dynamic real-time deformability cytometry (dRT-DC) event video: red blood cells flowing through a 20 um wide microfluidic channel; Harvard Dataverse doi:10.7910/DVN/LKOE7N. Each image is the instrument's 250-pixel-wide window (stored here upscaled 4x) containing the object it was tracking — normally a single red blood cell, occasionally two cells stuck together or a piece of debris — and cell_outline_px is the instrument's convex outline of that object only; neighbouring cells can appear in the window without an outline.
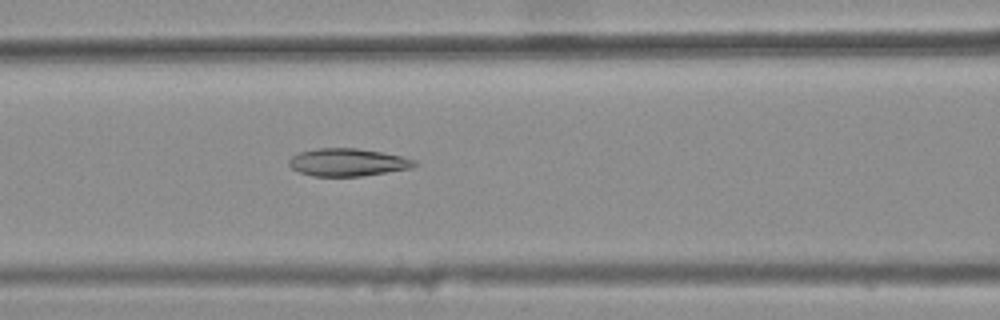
{"species": "common noctule bat (a hibernating species)", "species_latin": "Nyctalus noctula", "temperature_condition": "warm", "stored_images_in_passage": 31, "camera_frame_rate_fps": 3000, "um_per_image_px": 0.085, "animal": {"sex": "female", "body_mass_g": 25.1}, "frame": {"image": 1, "passage_image": 7, "time_ms": 2.0, "image_size_px": [1000, 320], "cell_outline_px": [[416, 164], [412, 168], [360, 176], [312, 176], [300, 172], [292, 168], [288, 164], [288, 160], [292, 156], [300, 152], [316, 148], [356, 148], [380, 152], [400, 156], [416, 160]], "centroid_in_image_um": [29.52, 13.79], "position_along_channel_um": 137.1, "area_um2": 20.06}}
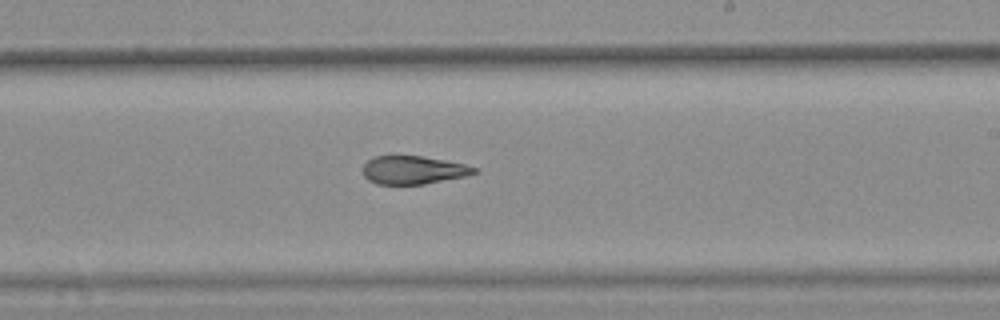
{"frame": {"image": 2, "passage_image": 16, "time_ms": 5.0, "image_size_px": [1000, 320], "cell_outline_px": [[480, 172], [464, 176], [424, 184], [376, 184], [368, 180], [364, 176], [364, 164], [368, 160], [376, 156], [392, 152], [420, 156], [444, 160], [464, 164], [480, 168]], "centroid_in_image_um": [35.11, 14.41], "position_along_channel_um": 253.9, "area_um2": 18.84}}
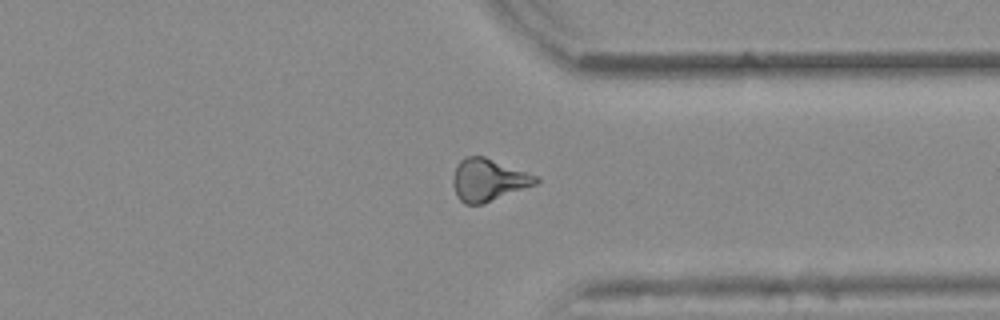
{"frame": {"image": 3, "passage_image": 25, "time_ms": 8.0, "image_size_px": [1000, 320], "cell_outline_px": [[540, 180], [536, 184], [480, 204], [464, 204], [456, 196], [452, 184], [452, 180], [456, 164], [464, 156], [484, 156], [536, 176]], "centroid_in_image_um": [41.44, 15.28], "position_along_channel_um": 370.0, "area_um2": 20.11}, "authors_computed_cell_mechanics": {"area_um2": 19.8832, "velocity_mm_per_s": 3.906, "shape_relaxation_time_tau1_ms": null, "shape_relaxation_time_tau2_ms": 3.9486, "deformation_change_tau1": null, "deformation_change_tau2": 0.1217}}